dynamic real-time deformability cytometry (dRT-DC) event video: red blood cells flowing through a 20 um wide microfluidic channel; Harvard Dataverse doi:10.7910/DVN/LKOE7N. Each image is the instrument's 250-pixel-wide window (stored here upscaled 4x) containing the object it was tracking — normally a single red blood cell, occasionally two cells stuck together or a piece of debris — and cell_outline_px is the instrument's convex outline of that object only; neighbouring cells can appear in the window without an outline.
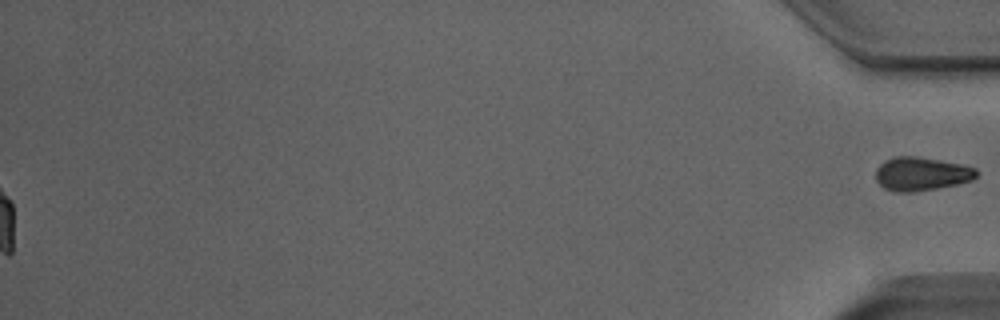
{"species": "Egyptian fruit bat (a non-hibernating species)", "species_latin": "Rousettus aegyptiacus", "temperature_condition": "room temperature", "stored_images_in_passage": 37, "segment_of_instrument_passage": [2, 2], "camera_frame_rate_fps": 3000, "um_per_image_px": 0.085, "animal": {"sex": "male"}, "frame": {"image": 1, "passage_image": 37, "time_ms": 12.0, "image_size_px": [1000, 320], "cell_outline_px": [[980, 172], [972, 180], [956, 184], [936, 188], [912, 192], [896, 192], [884, 188], [876, 180], [876, 168], [884, 160], [896, 156], [916, 156], [940, 160], [960, 164], [976, 168]], "centroid_in_image_um": [78.31, 14.77], "position_along_channel_um": 356.9, "area_um2": 19.71}}